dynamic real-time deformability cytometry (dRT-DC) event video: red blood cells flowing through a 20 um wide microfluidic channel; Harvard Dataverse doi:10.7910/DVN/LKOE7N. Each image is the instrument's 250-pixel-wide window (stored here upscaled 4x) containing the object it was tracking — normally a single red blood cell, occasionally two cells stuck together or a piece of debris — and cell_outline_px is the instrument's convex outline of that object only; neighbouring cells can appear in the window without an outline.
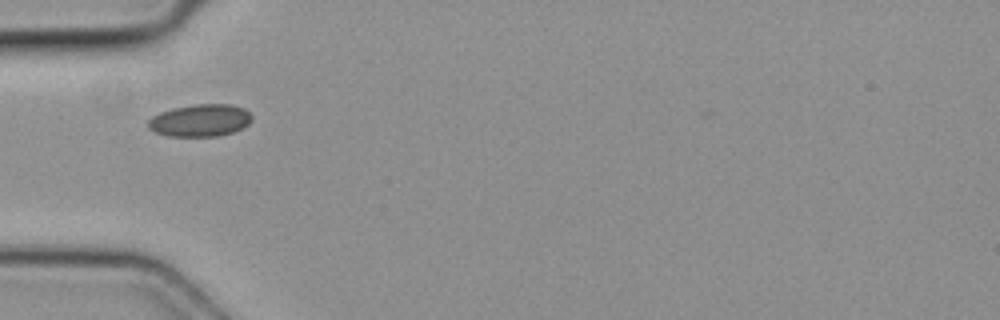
{"species": "common noctule bat (a hibernating species)", "species_latin": "Nyctalus noctula", "temperature_condition": "cold", "stored_images_in_passage": 4, "camera_frame_rate_fps": 3000, "um_per_image_px": 0.085, "animal": {"sex": "female", "body_mass_g": 19.3, "forearm_length_mm": 54.1}, "frame": {"image": 1, "passage_image": 4, "time_ms": 1.0, "image_size_px": [1000, 320], "cell_outline_px": [[252, 120], [248, 124], [232, 132], [216, 136], [168, 136], [156, 132], [148, 128], [148, 120], [152, 116], [160, 112], [172, 108], [196, 104], [232, 104], [244, 108], [252, 116]], "centroid_in_image_um": [17.0, 10.22], "position_along_channel_um": 68.0, "area_um2": 19.48}}